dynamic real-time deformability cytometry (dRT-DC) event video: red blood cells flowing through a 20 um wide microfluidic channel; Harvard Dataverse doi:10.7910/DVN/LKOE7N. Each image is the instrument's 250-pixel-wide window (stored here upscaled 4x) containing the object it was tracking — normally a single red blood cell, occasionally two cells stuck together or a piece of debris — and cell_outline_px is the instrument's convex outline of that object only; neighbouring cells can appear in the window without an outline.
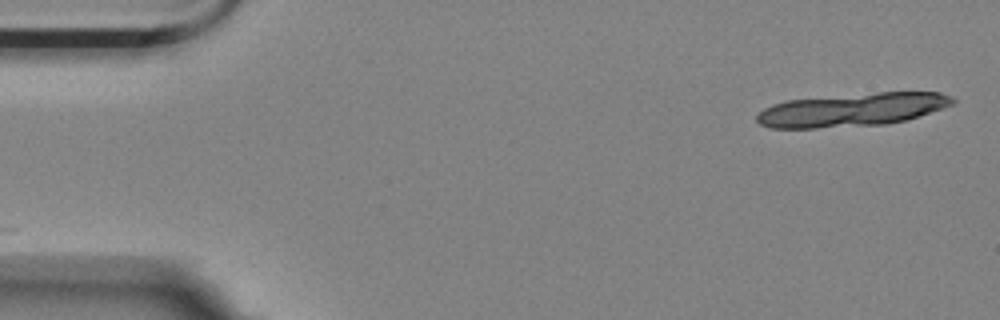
{"species": "Egyptian fruit bat (a non-hibernating species)", "species_latin": "Rousettus aegyptiacus", "temperature_condition": "room temperature", "stored_images_in_passage": 17, "camera_frame_rate_fps": 3000, "um_per_image_px": 0.085, "animal": {"sex": "female"}, "frame": {"image": 1, "passage_image": 1, "time_ms": 0.0, "image_size_px": [1000, 320], "cell_outline_px": [[956, 104], [904, 120], [888, 124], [816, 128], [768, 128], [760, 124], [756, 120], [756, 116], [764, 108], [772, 104], [788, 100], [876, 92], [940, 92], [952, 96], [956, 100]], "centroid_in_image_um": [72.44, 9.33], "position_along_channel_um": 12.6, "area_um2": 37.97}}